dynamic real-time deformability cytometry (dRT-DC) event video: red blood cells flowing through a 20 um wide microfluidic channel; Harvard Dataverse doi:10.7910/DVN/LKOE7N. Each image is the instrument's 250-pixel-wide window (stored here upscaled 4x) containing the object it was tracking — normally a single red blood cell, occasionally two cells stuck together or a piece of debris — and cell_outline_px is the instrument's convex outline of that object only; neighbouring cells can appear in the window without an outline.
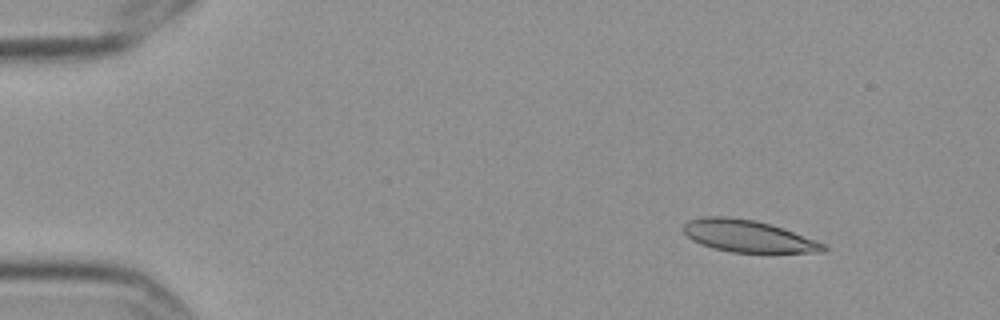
{"species": "Egyptian fruit bat (a non-hibernating species)", "species_latin": "Rousettus aegyptiacus", "temperature_condition": "cold", "stored_images_in_passage": 3, "camera_frame_rate_fps": 3000, "um_per_image_px": 0.085, "frame": {"image": 1, "passage_image": 1, "time_ms": 0.0, "image_size_px": [1000, 320], "cell_outline_px": [[828, 248], [824, 252], [732, 252], [712, 248], [700, 244], [692, 240], [684, 232], [684, 224], [688, 220], [704, 216], [724, 216], [756, 220], [772, 224], [784, 228], [816, 240], [824, 244]], "centroid_in_image_um": [63.58, 20.06], "position_along_channel_um": 21.4, "area_um2": 26.13}}